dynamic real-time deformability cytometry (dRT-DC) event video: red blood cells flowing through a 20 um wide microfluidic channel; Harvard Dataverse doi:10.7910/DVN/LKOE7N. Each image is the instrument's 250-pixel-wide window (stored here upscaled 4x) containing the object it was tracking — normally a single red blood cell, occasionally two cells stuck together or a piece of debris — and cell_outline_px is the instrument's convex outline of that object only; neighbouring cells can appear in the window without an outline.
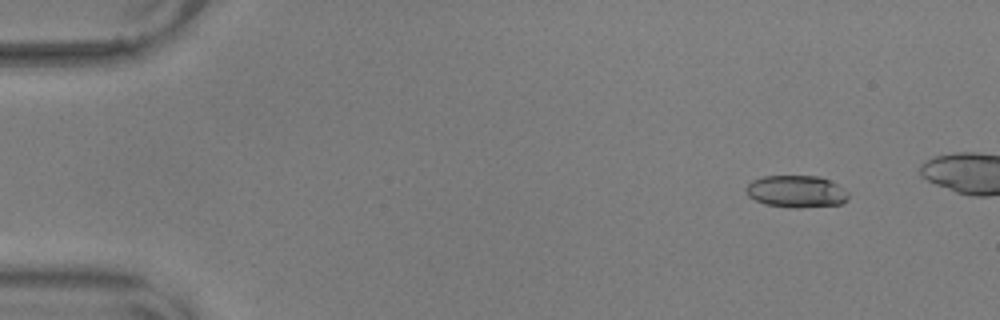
{"species": "common noctule bat (a hibernating species)", "species_latin": "Nyctalus noctula", "temperature_condition": "warm", "stored_images_in_passage": 51, "camera_frame_rate_fps": 3000, "um_per_image_px": 0.085, "animal": {"sex": "male", "body_mass_g": 17.9, "forearm_length_mm": 54.2}, "frame": {"image": 1, "passage_image": 6, "time_ms": 1.667, "image_size_px": [1000, 320], "cell_outline_px": [[848, 200], [840, 204], [800, 208], [792, 208], [764, 204], [748, 196], [744, 188], [752, 180], [764, 176], [820, 176], [844, 188], [848, 192]], "centroid_in_image_um": [67.68, 16.28], "position_along_channel_um": 17.3, "area_um2": 19.25}}
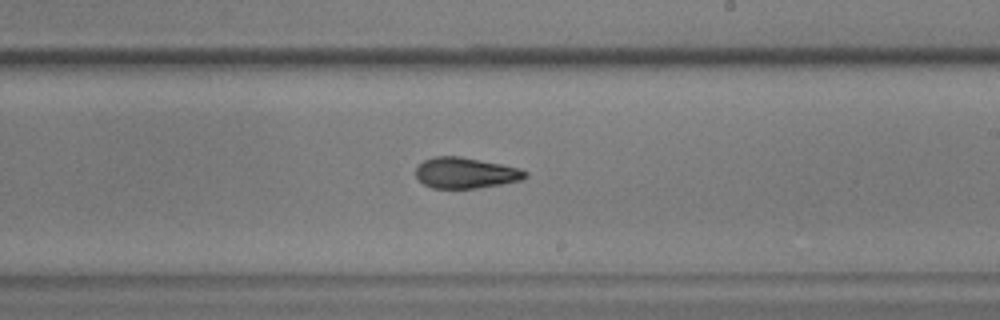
{"frame": {"image": 2, "passage_image": 34, "time_ms": 11.0, "image_size_px": [1000, 320], "cell_outline_px": [[528, 176], [524, 180], [476, 188], [432, 188], [424, 184], [416, 176], [416, 168], [424, 160], [436, 156], [460, 156], [520, 168], [528, 172]], "centroid_in_image_um": [39.6, 14.7], "position_along_channel_um": 249.4, "area_um2": 19.59}}
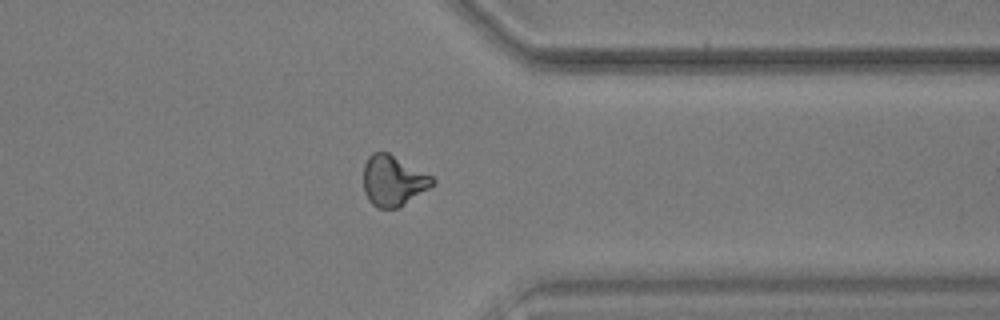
{"frame": {"image": 3, "passage_image": 45, "time_ms": 14.667, "image_size_px": [1000, 320], "cell_outline_px": [[436, 184], [400, 208], [376, 208], [368, 200], [364, 192], [364, 164], [368, 156], [372, 152], [388, 152], [432, 176], [436, 180]], "centroid_in_image_um": [33.43, 15.38], "position_along_channel_um": 378.0, "area_um2": 20.58}, "authors_computed_cell_mechanics": {"area_um2": 19.8832, "velocity_mm_per_s": 3.6216, "shape_relaxation_time_tau1_ms": null, "shape_relaxation_time_tau2_ms": 4.1889, "deformation_change_tau1": null, "deformation_change_tau2": 0.1069}}